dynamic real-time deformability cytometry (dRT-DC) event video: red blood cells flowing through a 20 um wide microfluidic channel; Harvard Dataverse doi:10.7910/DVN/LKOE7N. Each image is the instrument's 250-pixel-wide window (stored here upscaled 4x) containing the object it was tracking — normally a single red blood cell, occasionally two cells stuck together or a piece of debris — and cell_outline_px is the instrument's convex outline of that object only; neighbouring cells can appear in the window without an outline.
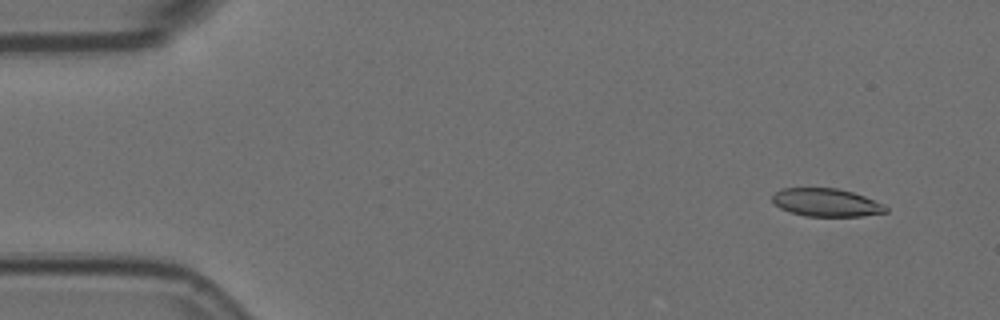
{"species": "Egyptian fruit bat (a non-hibernating species)", "species_latin": "Rousettus aegyptiacus", "temperature_condition": "room temperature", "stored_images_in_passage": 10, "camera_frame_rate_fps": 3000, "um_per_image_px": 0.085, "animal": {"sex": "female"}, "frame": {"image": 1, "passage_image": 1, "time_ms": 0.0, "image_size_px": [1000, 320], "cell_outline_px": [[888, 212], [860, 216], [804, 216], [780, 208], [772, 200], [772, 196], [780, 188], [836, 188], [852, 192], [864, 196], [884, 204], [888, 208]], "centroid_in_image_um": [70.24, 17.21], "position_along_channel_um": 14.8, "area_um2": 18.44}}
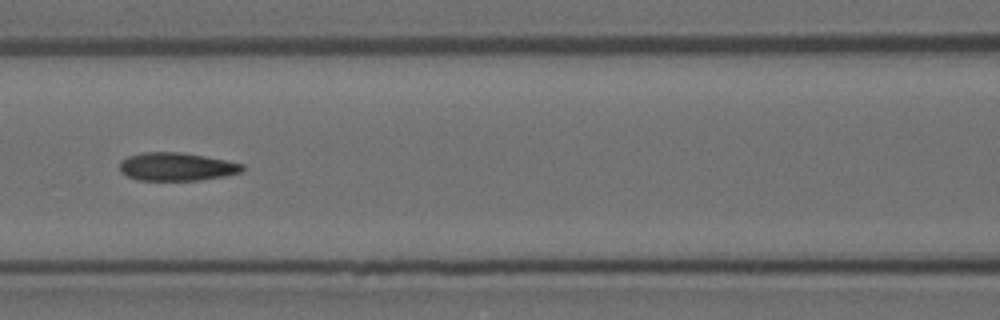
{"frame": {"image": 2, "passage_image": 6, "time_ms": 1.667, "image_size_px": [1000, 320], "cell_outline_px": [[244, 168], [240, 172], [224, 176], [200, 180], [136, 180], [120, 172], [120, 160], [128, 156], [144, 152], [180, 152], [228, 160], [244, 164]], "centroid_in_image_um": [15.0, 14.16], "position_along_channel_um": 151.6, "area_um2": 20.17}}
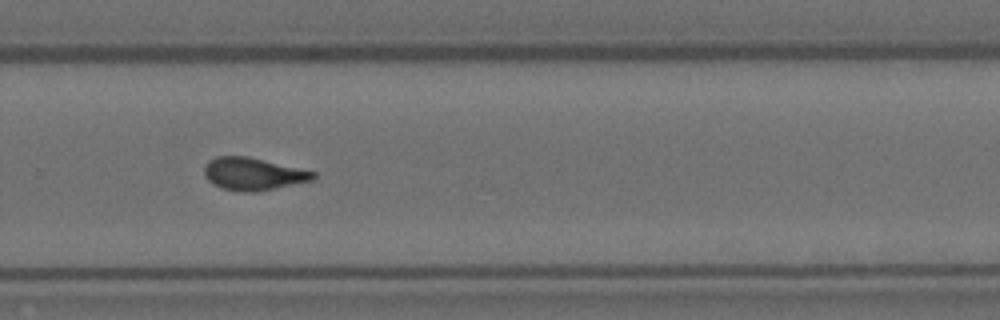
{"frame": {"image": 3, "passage_image": 10, "time_ms": 3.0, "image_size_px": [1000, 320], "cell_outline_px": [[316, 176], [312, 180], [256, 192], [240, 192], [224, 188], [208, 180], [204, 176], [204, 164], [208, 160], [216, 156], [248, 156], [316, 172]], "centroid_in_image_um": [21.49, 14.77], "position_along_channel_um": 308.3, "area_um2": 20.52}}